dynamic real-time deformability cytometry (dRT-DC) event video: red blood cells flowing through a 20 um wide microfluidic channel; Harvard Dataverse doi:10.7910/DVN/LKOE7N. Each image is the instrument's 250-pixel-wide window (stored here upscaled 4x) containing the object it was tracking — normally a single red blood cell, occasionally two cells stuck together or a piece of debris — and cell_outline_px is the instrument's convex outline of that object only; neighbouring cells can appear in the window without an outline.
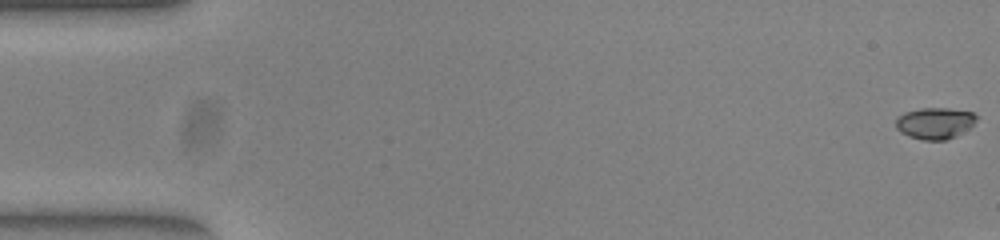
{"species": "common noctule bat (a hibernating species)", "species_latin": "Nyctalus noctula", "temperature_condition": "warm", "stored_images_in_passage": 12, "camera_frame_rate_fps": 3000, "um_per_image_px": 0.085, "animal": {"sex": "female", "body_mass_g": 23.0, "forearm_length_mm": 53.4}, "frame": {"image": 1, "passage_image": 1, "time_ms": 0.0, "image_size_px": [1000, 240], "cell_outline_px": [[976, 120], [968, 128], [956, 136], [944, 140], [924, 140], [908, 136], [900, 132], [896, 128], [896, 120], [904, 112], [920, 108], [948, 108], [972, 112], [976, 116]], "centroid_in_image_um": [79.44, 10.47], "position_along_channel_um": 5.6, "area_um2": 14.62}}